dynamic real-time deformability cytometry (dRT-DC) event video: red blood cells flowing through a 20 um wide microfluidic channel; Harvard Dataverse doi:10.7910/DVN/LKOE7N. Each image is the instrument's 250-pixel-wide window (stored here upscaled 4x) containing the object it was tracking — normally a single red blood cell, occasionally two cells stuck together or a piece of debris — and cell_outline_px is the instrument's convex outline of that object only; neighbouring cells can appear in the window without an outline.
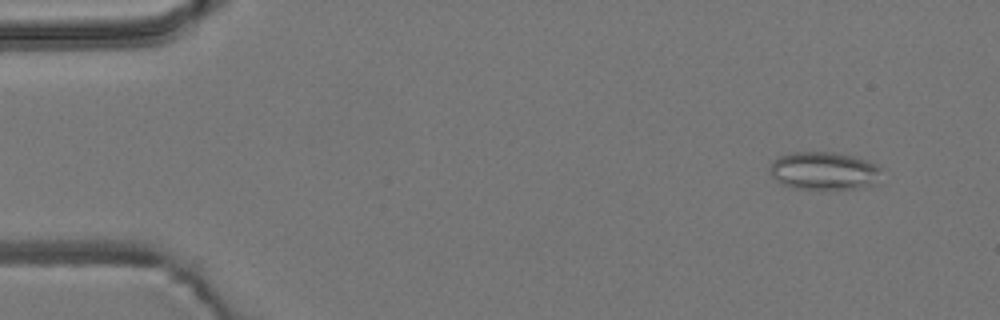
{"species": "common noctule bat (a hibernating species)", "species_latin": "Nyctalus noctula", "temperature_condition": "room temperature", "stored_images_in_passage": 14, "camera_frame_rate_fps": 3000, "um_per_image_px": 0.085, "animal": {"sex": "male", "body_mass_g": 19.2, "forearm_length_mm": 51.8}, "frame": {"image": 1, "passage_image": 5, "time_ms": 1.333, "image_size_px": [1000, 320], "cell_outline_px": [[888, 168], [876, 184], [864, 188], [792, 188], [780, 184], [772, 176], [768, 168], [772, 160], [776, 156], [792, 152], [836, 152], [868, 160]], "centroid_in_image_um": [70.11, 14.51], "position_along_channel_um": 14.9, "area_um2": 25.49}}